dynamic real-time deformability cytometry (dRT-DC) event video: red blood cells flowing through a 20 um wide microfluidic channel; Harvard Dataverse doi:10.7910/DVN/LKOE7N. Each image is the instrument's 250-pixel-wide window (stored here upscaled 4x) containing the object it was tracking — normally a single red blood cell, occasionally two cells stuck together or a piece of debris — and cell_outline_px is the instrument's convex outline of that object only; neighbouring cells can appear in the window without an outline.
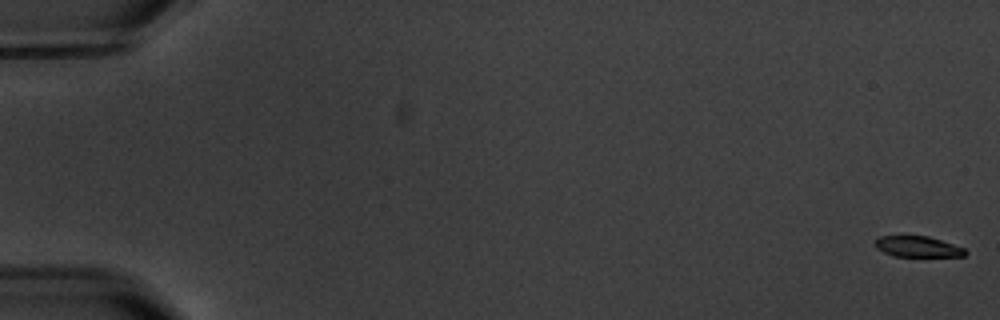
{"species": "common noctule bat (a hibernating species)", "species_latin": "Nyctalus noctula", "temperature_condition": "warm", "stored_images_in_passage": 5, "segment_of_instrument_passage": [2, 2], "camera_frame_rate_fps": 3000, "um_per_image_px": 0.085, "animal": {"sex": "male", "body_mass_g": 20.1, "forearm_length_mm": 53.5}, "frame": {"image": 1, "passage_image": 5, "time_ms": 5.667, "image_size_px": [1000, 320], "cell_outline_px": [[968, 252], [964, 256], [892, 256], [876, 248], [876, 240], [880, 236], [928, 236], [964, 248]], "centroid_in_image_um": [78.01, 20.97], "position_along_channel_um": 7.0, "area_um2": 10.75}}